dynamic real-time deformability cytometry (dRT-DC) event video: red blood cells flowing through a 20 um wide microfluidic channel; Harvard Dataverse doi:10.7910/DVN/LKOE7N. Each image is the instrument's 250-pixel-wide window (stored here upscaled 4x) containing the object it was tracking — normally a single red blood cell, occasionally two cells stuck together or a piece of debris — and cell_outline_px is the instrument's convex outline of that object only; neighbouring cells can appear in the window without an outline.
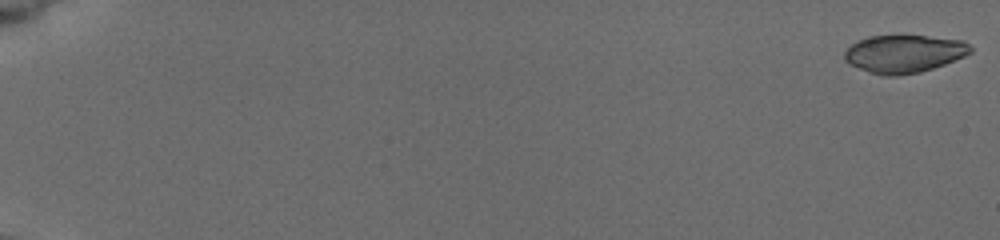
{"species": "common noctule bat (a hibernating species)", "species_latin": "Nyctalus noctula", "temperature_condition": "cold", "stored_images_in_passage": 23, "camera_frame_rate_fps": 3000, "um_per_image_px": 0.085, "animal": {"sex": "female", "body_mass_g": 19.5, "forearm_length_mm": 54.1}, "frame": {"image": 1, "passage_image": 1, "time_ms": 0.0, "image_size_px": [1000, 240], "cell_outline_px": [[972, 52], [964, 56], [944, 64], [920, 72], [896, 76], [884, 76], [868, 72], [848, 64], [844, 60], [844, 52], [856, 40], [868, 36], [924, 36], [964, 40], [972, 48]], "centroid_in_image_um": [76.81, 4.57], "position_along_channel_um": 8.2, "area_um2": 27.8}}
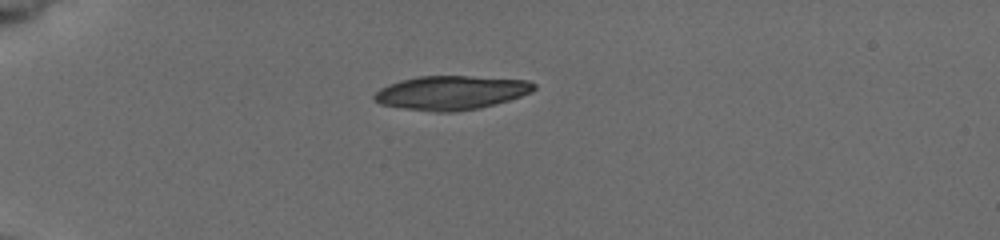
{"frame": {"image": 2, "passage_image": 14, "time_ms": 5.333, "image_size_px": [1000, 240], "cell_outline_px": [[536, 88], [532, 92], [508, 100], [480, 108], [452, 112], [436, 112], [404, 108], [380, 104], [372, 96], [380, 88], [388, 84], [400, 80], [416, 76], [468, 76], [528, 80], [536, 84]], "centroid_in_image_um": [38.34, 7.87], "position_along_channel_um": 46.7, "area_um2": 31.56}}